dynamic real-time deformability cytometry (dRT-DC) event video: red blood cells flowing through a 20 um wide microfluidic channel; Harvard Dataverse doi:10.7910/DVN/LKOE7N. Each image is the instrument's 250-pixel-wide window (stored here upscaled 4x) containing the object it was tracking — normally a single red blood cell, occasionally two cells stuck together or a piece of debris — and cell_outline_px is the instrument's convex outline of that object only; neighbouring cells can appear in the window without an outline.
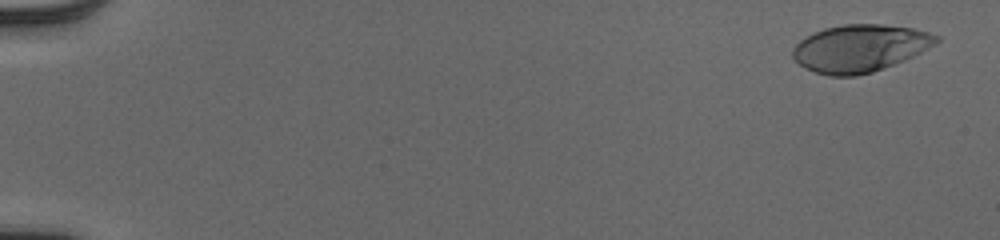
{"species": "human", "species_latin": "Homo sapiens", "temperature_condition": "cold", "stored_images_in_passage": 11, "camera_frame_rate_fps": 3000, "um_per_image_px": 0.085, "donor": {"sex": "male"}, "frame": {"image": 1, "passage_image": 3, "time_ms": 0.667, "image_size_px": [1000, 240], "cell_outline_px": [[940, 40], [936, 44], [904, 60], [884, 68], [872, 72], [856, 76], [828, 76], [804, 68], [792, 56], [792, 48], [800, 40], [812, 32], [824, 28], [844, 24], [884, 24], [912, 28], [928, 32], [940, 36]], "centroid_in_image_um": [73.08, 4.09], "position_along_channel_um": 11.9, "area_um2": 39.71}}